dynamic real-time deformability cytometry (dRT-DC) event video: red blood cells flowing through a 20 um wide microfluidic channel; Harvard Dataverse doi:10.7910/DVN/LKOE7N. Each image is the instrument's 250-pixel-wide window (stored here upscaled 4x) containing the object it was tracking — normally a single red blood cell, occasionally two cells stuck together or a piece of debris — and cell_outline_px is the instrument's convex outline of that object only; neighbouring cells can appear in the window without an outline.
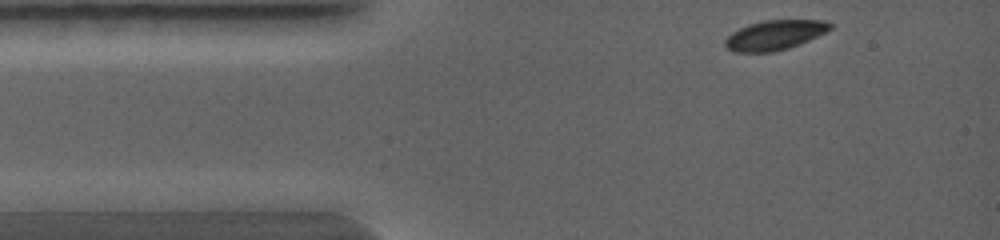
{"species": "common noctule bat (a hibernating species)", "species_latin": "Nyctalus noctula", "temperature_condition": "warm", "stored_images_in_passage": 31, "camera_frame_rate_fps": 5000, "um_per_image_px": 0.085, "animal": {"sex": "female", "body_mass_g": 19.0, "forearm_length_mm": 56.7}, "frame": {"image": 1, "passage_image": 1, "time_ms": 0.0, "image_size_px": [1000, 240], "cell_outline_px": [[832, 28], [800, 44], [788, 48], [772, 52], [732, 52], [724, 44], [724, 40], [732, 32], [748, 24], [764, 20], [824, 20], [832, 24]], "centroid_in_image_um": [65.82, 2.98], "position_along_channel_um": 19.2, "area_um2": 18.09}}
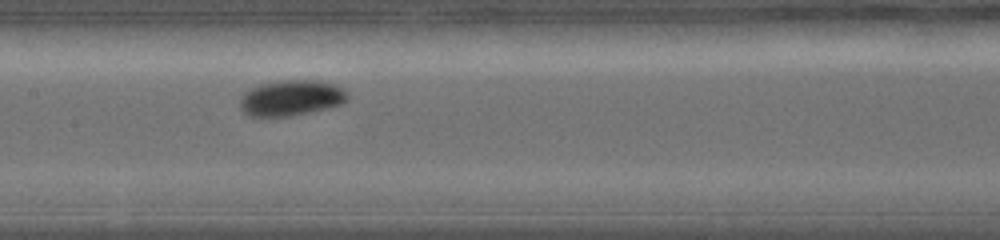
{"frame": {"image": 2, "passage_image": 14, "time_ms": 3.2, "image_size_px": [1000, 240], "cell_outline_px": [[348, 100], [340, 104], [308, 112], [288, 116], [248, 116], [240, 108], [240, 96], [244, 92], [260, 84], [280, 80], [320, 80], [344, 88], [348, 92]], "centroid_in_image_um": [24.74, 8.31], "position_along_channel_um": 182.7, "area_um2": 22.31}}
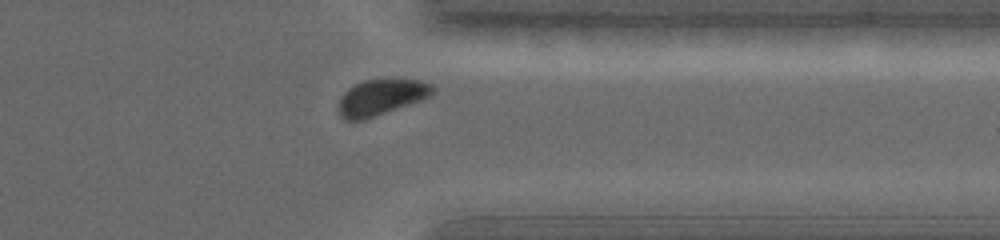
{"frame": {"image": 3, "passage_image": 27, "time_ms": 6.2, "image_size_px": [1000, 240], "cell_outline_px": [[436, 92], [420, 100], [364, 120], [344, 120], [340, 116], [340, 96], [348, 88], [364, 80], [420, 80], [432, 84], [436, 88]], "centroid_in_image_um": [32.4, 8.27], "position_along_channel_um": 379.0, "area_um2": 19.36}}